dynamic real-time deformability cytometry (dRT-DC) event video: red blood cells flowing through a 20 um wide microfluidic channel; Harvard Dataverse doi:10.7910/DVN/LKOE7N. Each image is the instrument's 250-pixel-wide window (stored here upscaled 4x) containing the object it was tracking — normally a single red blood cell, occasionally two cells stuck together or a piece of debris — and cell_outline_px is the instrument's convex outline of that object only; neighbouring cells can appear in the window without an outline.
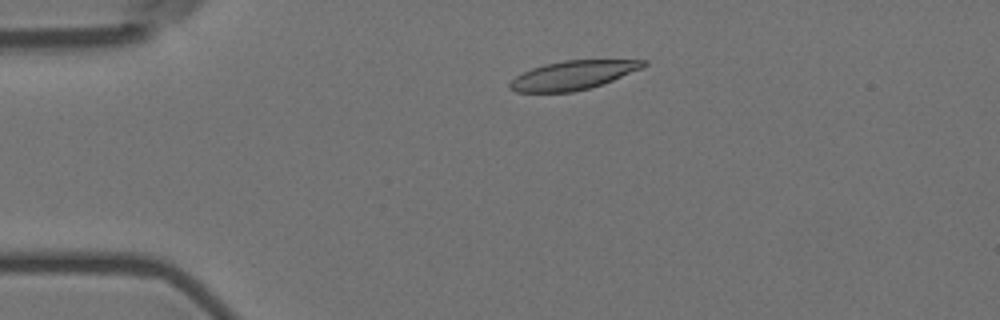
{"species": "Egyptian fruit bat (a non-hibernating species)", "species_latin": "Rousettus aegyptiacus", "temperature_condition": "room temperature", "stored_images_in_passage": 4, "camera_frame_rate_fps": 3000, "um_per_image_px": 0.085, "animal": {"sex": "female"}, "frame": {"image": 1, "passage_image": 3, "time_ms": 0.667, "image_size_px": [1000, 320], "cell_outline_px": [[648, 64], [640, 68], [604, 84], [572, 92], [516, 92], [508, 88], [508, 84], [516, 76], [532, 68], [544, 64], [564, 60], [648, 60]], "centroid_in_image_um": [48.67, 6.39], "position_along_channel_um": 36.3, "area_um2": 22.31}}